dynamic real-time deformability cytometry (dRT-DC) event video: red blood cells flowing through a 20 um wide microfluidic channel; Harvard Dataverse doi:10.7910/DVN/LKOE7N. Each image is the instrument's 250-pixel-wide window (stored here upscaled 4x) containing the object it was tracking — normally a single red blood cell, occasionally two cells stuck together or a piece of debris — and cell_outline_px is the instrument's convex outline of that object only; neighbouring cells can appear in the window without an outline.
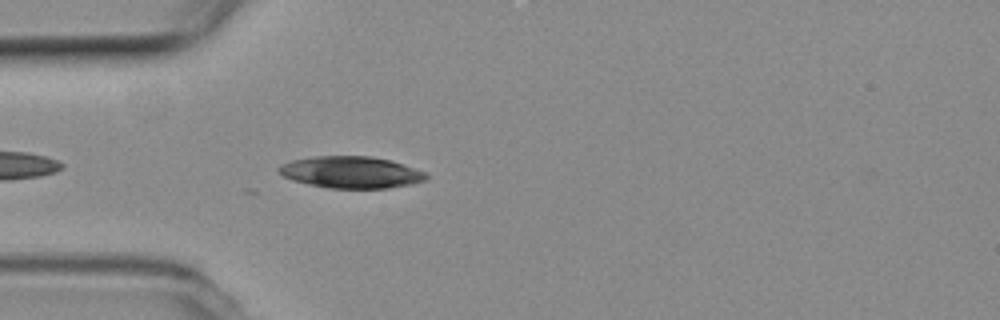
{"species": "common noctule bat (a hibernating species)", "species_latin": "Nyctalus noctula", "temperature_condition": "room temperature", "stored_images_in_passage": 3, "camera_frame_rate_fps": 3000, "um_per_image_px": 0.085, "animal": {"sex": "female", "body_mass_g": 19.3, "forearm_length_mm": 54.1}, "frame": {"image": 1, "passage_image": 3, "time_ms": 0.667, "image_size_px": [1000, 320], "cell_outline_px": [[428, 180], [412, 184], [388, 188], [328, 188], [308, 184], [292, 180], [284, 176], [276, 168], [280, 164], [292, 160], [316, 156], [372, 156], [392, 160], [424, 172], [428, 176]], "centroid_in_image_um": [29.84, 14.64], "position_along_channel_um": 55.2, "area_um2": 27.34}}